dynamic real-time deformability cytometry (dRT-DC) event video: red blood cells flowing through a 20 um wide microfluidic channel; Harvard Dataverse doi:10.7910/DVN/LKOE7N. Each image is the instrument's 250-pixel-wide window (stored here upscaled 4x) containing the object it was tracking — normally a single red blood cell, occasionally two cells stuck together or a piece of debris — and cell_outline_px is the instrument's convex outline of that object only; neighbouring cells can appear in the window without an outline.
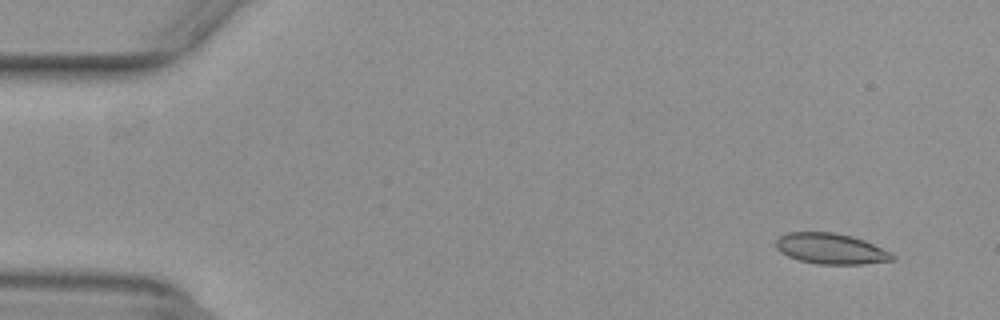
{"species": "common noctule bat (a hibernating species)", "species_latin": "Nyctalus noctula", "temperature_condition": "warm", "stored_images_in_passage": 54, "camera_frame_rate_fps": 3000, "um_per_image_px": 0.085, "animal": {"sex": "female", "body_mass_g": 29.2, "forearm_length_mm": 56.3}, "frame": {"image": 1, "passage_image": 4, "time_ms": 1.0, "image_size_px": [1000, 320], "cell_outline_px": [[896, 260], [860, 264], [816, 264], [800, 260], [788, 256], [780, 252], [776, 248], [776, 240], [780, 236], [788, 232], [836, 232], [852, 236], [864, 240], [892, 252], [896, 256]], "centroid_in_image_um": [70.65, 21.14], "position_along_channel_um": 14.4, "area_um2": 20.98}}
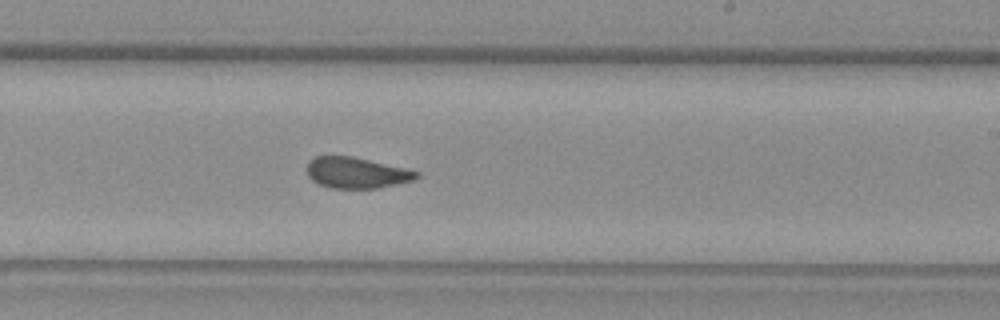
{"frame": {"image": 2, "passage_image": 32, "time_ms": 10.333, "image_size_px": [1000, 320], "cell_outline_px": [[420, 176], [412, 180], [396, 184], [376, 188], [332, 188], [320, 184], [312, 180], [308, 176], [308, 160], [316, 156], [352, 156], [404, 168], [420, 172]], "centroid_in_image_um": [30.29, 14.68], "position_along_channel_um": 258.7, "area_um2": 19.54}}
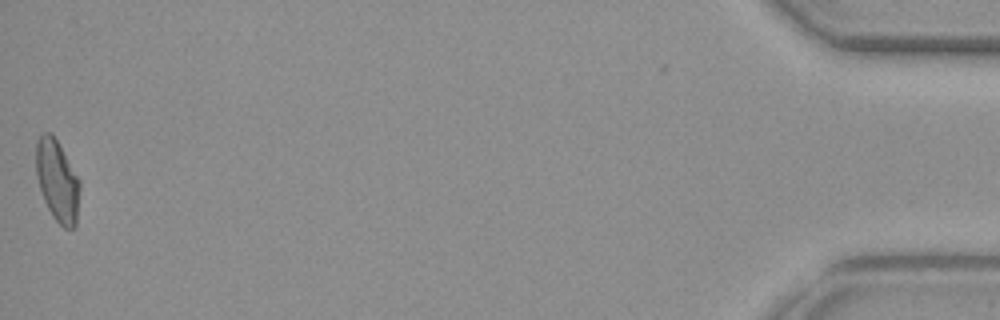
{"frame": {"image": 3, "passage_image": 53, "time_ms": 17.333, "image_size_px": [1000, 320], "cell_outline_px": [[80, 188], [76, 224], [72, 228], [64, 228], [52, 216], [44, 200], [36, 176], [36, 140], [44, 132], [52, 132], [80, 180]], "centroid_in_image_um": [4.87, 15.35], "position_along_channel_um": 430.3, "area_um2": 20.75}, "authors_computed_cell_mechanics": {"area_um2": 20.6924, "velocity_mm_per_s": 3.9143, "shape_relaxation_time_tau1_ms": null, "shape_relaxation_time_tau2_ms": 1.4174, "deformation_change_tau1": null, "deformation_change_tau2": 0.0699}}